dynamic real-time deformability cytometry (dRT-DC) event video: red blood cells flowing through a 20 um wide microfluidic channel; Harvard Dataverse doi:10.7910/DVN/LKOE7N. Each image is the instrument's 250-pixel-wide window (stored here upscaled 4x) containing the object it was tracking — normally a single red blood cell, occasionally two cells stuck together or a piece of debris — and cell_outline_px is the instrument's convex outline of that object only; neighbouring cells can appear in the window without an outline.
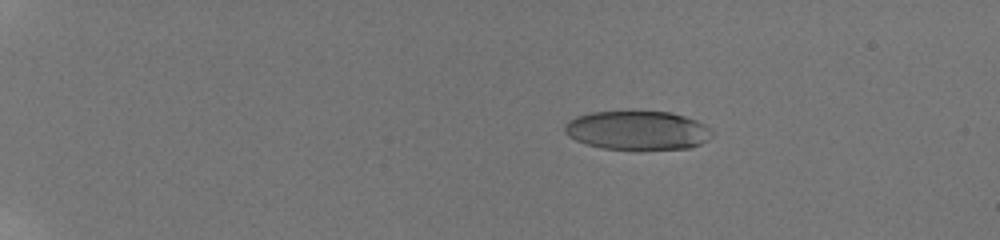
{"species": "human", "species_latin": "Homo sapiens", "temperature_condition": "room temperature", "stored_images_in_passage": 13, "camera_frame_rate_fps": 3000, "um_per_image_px": 0.085, "donor": {"sex": "male"}, "frame": {"image": 1, "passage_image": 4, "time_ms": 3.333, "image_size_px": [1000, 240], "cell_outline_px": [[712, 136], [708, 140], [700, 144], [688, 148], [600, 148], [576, 140], [568, 136], [564, 132], [564, 124], [568, 120], [576, 116], [592, 112], [672, 112], [696, 120], [704, 124], [712, 132]], "centroid_in_image_um": [54.16, 11.06], "position_along_channel_um": 30.8, "area_um2": 32.95}}
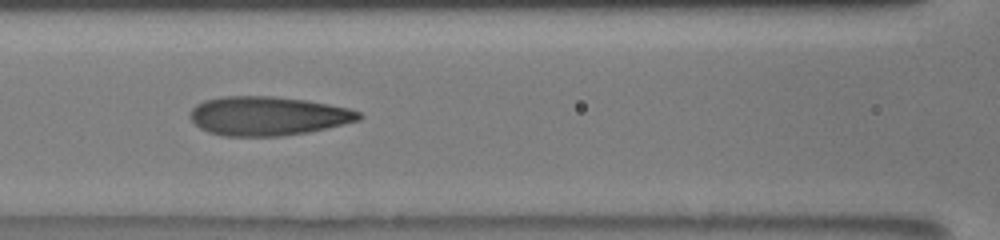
{"frame": {"image": 2, "passage_image": 10, "time_ms": 9.333, "image_size_px": [1000, 240], "cell_outline_px": [[364, 116], [360, 120], [308, 132], [280, 136], [224, 136], [208, 132], [200, 128], [192, 120], [192, 108], [196, 104], [204, 100], [224, 96], [272, 96], [304, 100], [328, 104], [348, 108], [360, 112]], "centroid_in_image_um": [22.77, 9.85], "position_along_channel_um": 143.8, "area_um2": 38.15}}
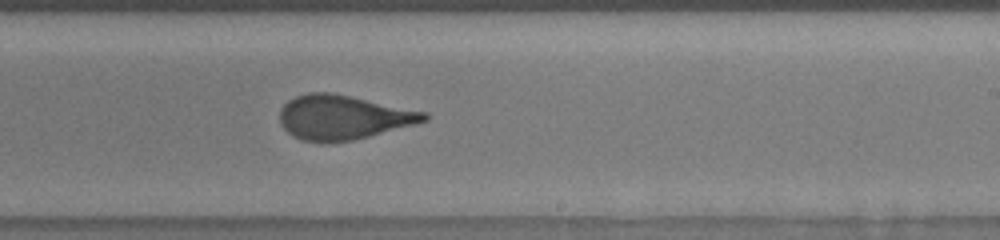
{"frame": {"image": 3, "passage_image": 13, "time_ms": 12.333, "image_size_px": [1000, 240], "cell_outline_px": [[428, 120], [368, 136], [352, 140], [320, 144], [300, 140], [292, 136], [280, 124], [280, 108], [288, 100], [296, 96], [308, 92], [332, 92], [352, 96], [428, 112]], "centroid_in_image_um": [29.11, 9.97], "position_along_channel_um": 259.9, "area_um2": 37.57}}